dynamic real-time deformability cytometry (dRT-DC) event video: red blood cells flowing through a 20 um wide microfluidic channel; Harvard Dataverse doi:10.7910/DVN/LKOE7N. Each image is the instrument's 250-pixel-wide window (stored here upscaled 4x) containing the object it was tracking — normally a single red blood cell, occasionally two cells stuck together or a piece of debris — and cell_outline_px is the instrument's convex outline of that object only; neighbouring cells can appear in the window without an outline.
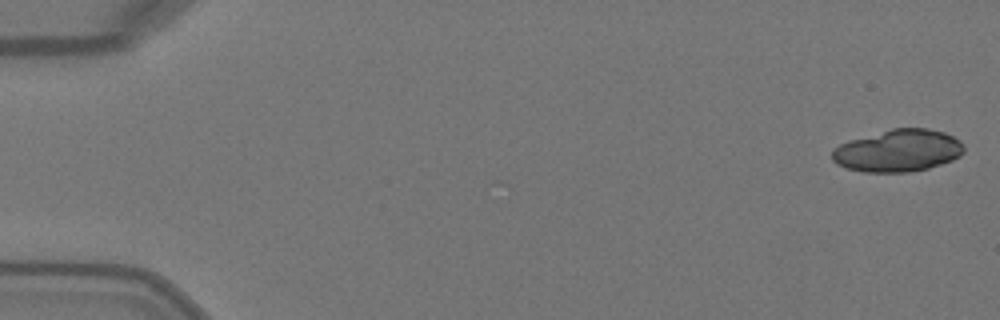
{"species": "Egyptian fruit bat (a non-hibernating species)", "species_latin": "Rousettus aegyptiacus", "temperature_condition": "warm", "stored_images_in_passage": 18, "camera_frame_rate_fps": 3000, "um_per_image_px": 0.085, "animal": {"sex": "female"}, "frame": {"image": 1, "passage_image": 1, "time_ms": 0.0, "image_size_px": [1000, 320], "cell_outline_px": [[964, 152], [960, 156], [952, 160], [928, 168], [908, 172], [864, 172], [848, 168], [836, 164], [832, 160], [832, 148], [848, 140], [892, 128], [928, 128], [944, 132], [960, 140], [964, 144]], "centroid_in_image_um": [76.33, 12.8], "position_along_channel_um": 8.7, "area_um2": 32.6}}